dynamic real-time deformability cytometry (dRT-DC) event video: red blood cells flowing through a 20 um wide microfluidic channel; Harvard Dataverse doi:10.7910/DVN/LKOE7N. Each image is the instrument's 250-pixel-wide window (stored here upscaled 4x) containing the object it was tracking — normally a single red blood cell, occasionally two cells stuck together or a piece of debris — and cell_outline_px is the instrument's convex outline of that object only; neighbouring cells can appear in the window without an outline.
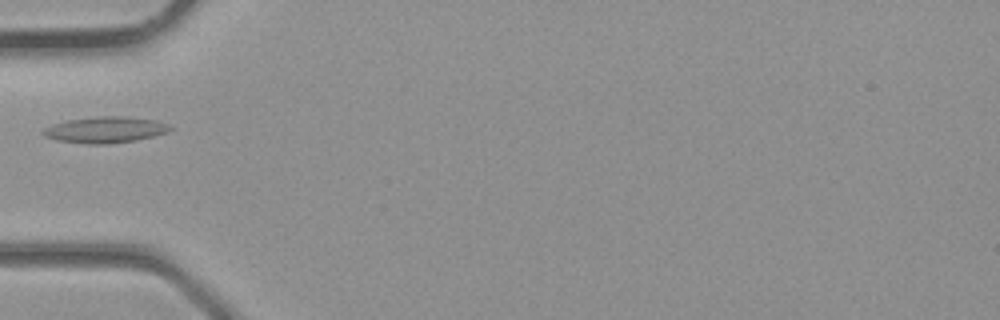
{"species": "common noctule bat (a hibernating species)", "species_latin": "Nyctalus noctula", "temperature_condition": "room temperature", "stored_images_in_passage": 1, "camera_frame_rate_fps": 3000, "um_per_image_px": 0.085, "animal": {"sex": "male", "body_mass_g": 23.1, "forearm_length_mm": 52.7}, "frame": {"image": 1, "passage_image": 1, "time_ms": 0.0, "image_size_px": [1000, 320], "cell_outline_px": [[172, 128], [164, 132], [152, 136], [136, 140], [108, 144], [88, 144], [56, 140], [44, 136], [40, 132], [44, 128], [52, 124], [68, 120], [96, 116], [124, 116], [156, 120], [168, 124]], "centroid_in_image_um": [8.89, 11.03], "position_along_channel_um": 76.1, "area_um2": 19.31}}